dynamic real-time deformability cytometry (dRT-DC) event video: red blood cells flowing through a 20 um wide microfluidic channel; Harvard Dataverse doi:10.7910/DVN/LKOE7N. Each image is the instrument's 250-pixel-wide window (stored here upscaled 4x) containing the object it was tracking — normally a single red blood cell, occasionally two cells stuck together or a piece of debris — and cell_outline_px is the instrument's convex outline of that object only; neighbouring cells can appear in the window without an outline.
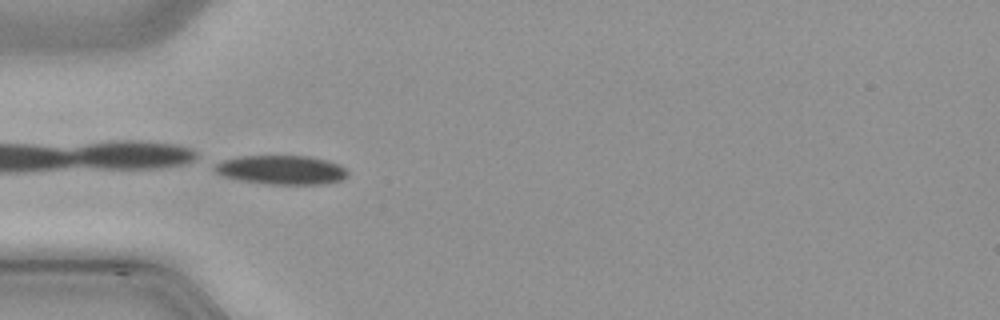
{"species": "common noctule bat (a hibernating species)", "species_latin": "Nyctalus noctula", "temperature_condition": "cold", "stored_images_in_passage": 34, "camera_frame_rate_fps": 3000, "um_per_image_px": 0.085, "animal": {"sex": "male", "body_mass_g": 21.5, "forearm_length_mm": 52.0}, "frame": {"image": 1, "passage_image": 1, "time_ms": 0.0, "image_size_px": [1000, 320], "cell_outline_px": [[348, 176], [340, 180], [324, 184], [268, 184], [240, 180], [224, 176], [216, 172], [212, 168], [216, 164], [224, 160], [240, 156], [308, 156], [340, 164], [348, 172]], "centroid_in_image_um": [23.93, 14.44], "position_along_channel_um": 61.1, "area_um2": 22.37}}
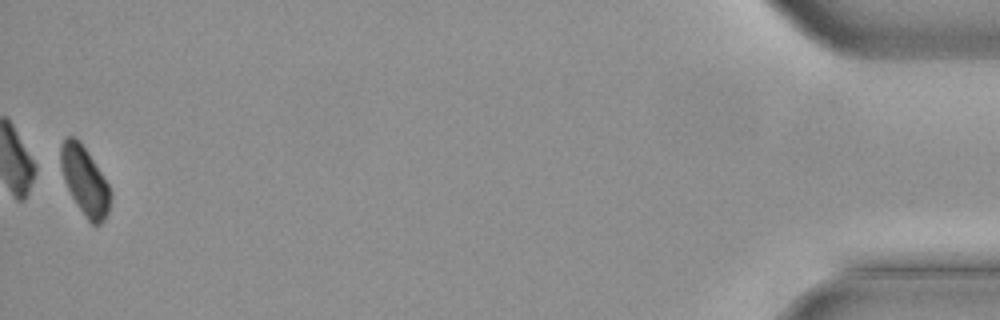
{"frame": {"image": 2, "passage_image": 34, "time_ms": 11.0, "image_size_px": [1000, 320], "cell_outline_px": [[112, 196], [108, 212], [104, 220], [100, 224], [92, 224], [88, 220], [72, 196], [64, 180], [60, 168], [60, 144], [68, 136], [76, 136], [80, 140], [88, 152], [108, 184], [112, 192]], "centroid_in_image_um": [7.2, 15.33], "position_along_channel_um": 428.0, "area_um2": 19.77}}